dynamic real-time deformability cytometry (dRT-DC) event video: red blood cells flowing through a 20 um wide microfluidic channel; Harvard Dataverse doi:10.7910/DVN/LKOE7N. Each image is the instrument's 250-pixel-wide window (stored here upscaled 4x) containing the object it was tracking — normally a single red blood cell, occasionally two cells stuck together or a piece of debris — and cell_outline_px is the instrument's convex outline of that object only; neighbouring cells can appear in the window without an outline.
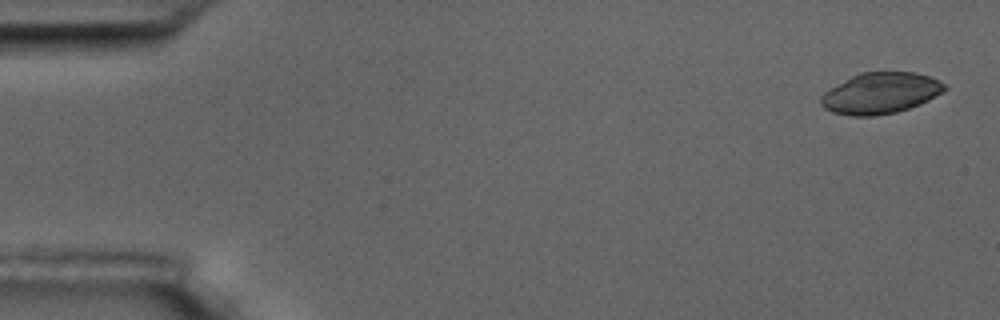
{"species": "common noctule bat (a hibernating species)", "species_latin": "Nyctalus noctula", "temperature_condition": "room temperature", "stored_images_in_passage": 5, "segment_of_instrument_passage": [1, 2], "camera_frame_rate_fps": 3000, "um_per_image_px": 0.085, "animal": {"sex": "male", "body_mass_g": 17.5, "forearm_length_mm": 52.3}, "frame": {"image": 1, "passage_image": 1, "time_ms": 0.0, "image_size_px": [1000, 320], "cell_outline_px": [[948, 88], [928, 100], [920, 104], [896, 112], [872, 116], [848, 116], [832, 112], [824, 108], [820, 104], [820, 96], [824, 92], [852, 76], [860, 72], [912, 72], [928, 76], [944, 84]], "centroid_in_image_um": [74.8, 7.93], "position_along_channel_um": 10.2, "area_um2": 29.36}}